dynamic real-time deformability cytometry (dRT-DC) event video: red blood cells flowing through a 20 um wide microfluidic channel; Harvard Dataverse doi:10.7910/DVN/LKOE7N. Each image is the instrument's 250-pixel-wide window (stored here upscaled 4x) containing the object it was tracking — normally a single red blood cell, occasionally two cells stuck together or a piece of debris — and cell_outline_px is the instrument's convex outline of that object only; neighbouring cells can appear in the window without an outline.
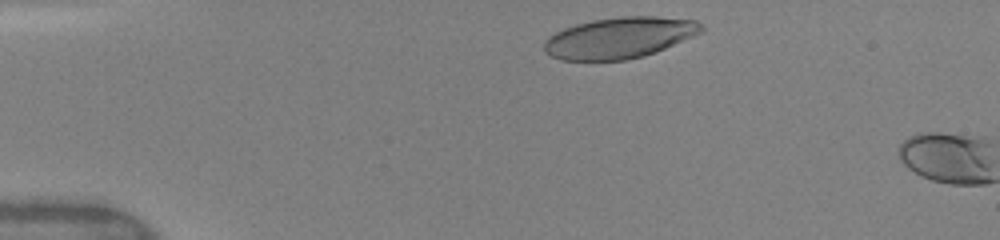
{"species": "human", "species_latin": "Homo sapiens", "temperature_condition": "warm", "stored_images_in_passage": 3, "camera_frame_rate_fps": 3000, "um_per_image_px": 0.085, "donor": {"sex": "female"}, "frame": {"image": 1, "passage_image": 2, "time_ms": 0.333, "image_size_px": [1000, 240], "cell_outline_px": [[704, 32], [656, 52], [644, 56], [628, 60], [560, 60], [544, 52], [544, 40], [548, 36], [564, 28], [576, 24], [592, 20], [620, 16], [656, 16], [696, 20], [704, 28]], "centroid_in_image_um": [52.66, 3.21], "position_along_channel_um": 32.3, "area_um2": 37.92}}